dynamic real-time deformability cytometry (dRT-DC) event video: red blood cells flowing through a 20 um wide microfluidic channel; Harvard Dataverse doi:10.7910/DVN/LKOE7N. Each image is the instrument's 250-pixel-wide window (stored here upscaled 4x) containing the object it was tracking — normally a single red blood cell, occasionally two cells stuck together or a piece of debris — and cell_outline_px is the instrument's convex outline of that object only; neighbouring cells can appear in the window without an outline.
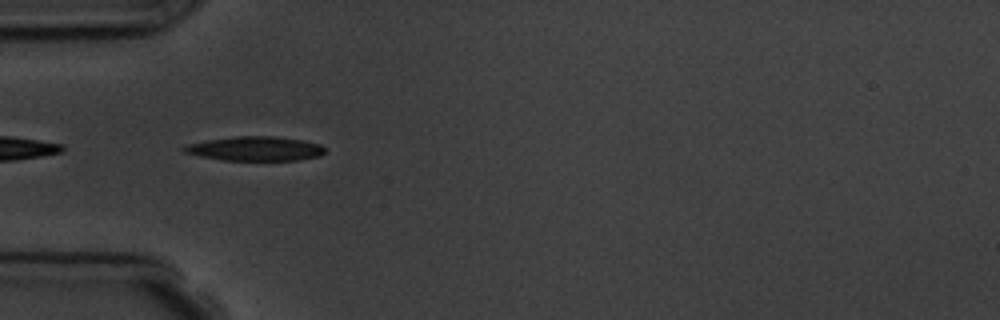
{"species": "common noctule bat (a hibernating species)", "species_latin": "Nyctalus noctula", "temperature_condition": "room temperature", "stored_images_in_passage": 4, "camera_frame_rate_fps": 3000, "um_per_image_px": 0.085, "animal": {"sex": "male", "body_mass_g": 19.5, "forearm_length_mm": 54.6}, "frame": {"image": 1, "passage_image": 4, "time_ms": 3.667, "image_size_px": [1000, 320], "cell_outline_px": [[324, 152], [320, 156], [296, 160], [224, 160], [200, 156], [184, 152], [180, 148], [188, 144], [208, 140], [236, 136], [272, 136], [304, 140], [320, 144], [324, 148]], "centroid_in_image_um": [21.7, 12.63], "position_along_channel_um": 63.3, "area_um2": 19.83}}